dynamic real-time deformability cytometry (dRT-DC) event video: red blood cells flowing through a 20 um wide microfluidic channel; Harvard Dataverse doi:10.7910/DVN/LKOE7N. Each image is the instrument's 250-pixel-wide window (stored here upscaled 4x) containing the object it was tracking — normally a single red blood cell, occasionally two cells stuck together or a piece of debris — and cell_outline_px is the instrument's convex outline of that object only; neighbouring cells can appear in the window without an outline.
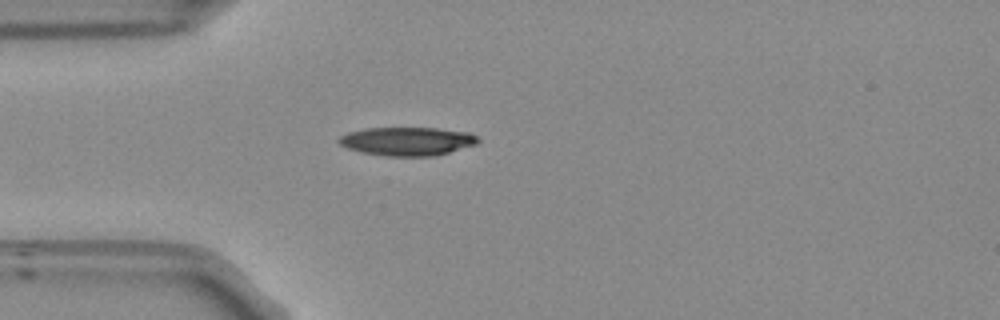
{"species": "Egyptian fruit bat (a non-hibernating species)", "species_latin": "Rousettus aegyptiacus", "temperature_condition": "room temperature", "stored_images_in_passage": 40, "camera_frame_rate_fps": 3000, "um_per_image_px": 0.085, "frame": {"image": 1, "passage_image": 1, "time_ms": 0.0, "image_size_px": [1000, 320], "cell_outline_px": [[480, 140], [476, 144], [436, 156], [384, 156], [360, 152], [348, 148], [340, 144], [336, 140], [340, 136], [348, 132], [364, 128], [436, 128], [468, 132], [476, 136]], "centroid_in_image_um": [34.59, 12.01], "position_along_channel_um": 50.4, "area_um2": 23.18}}
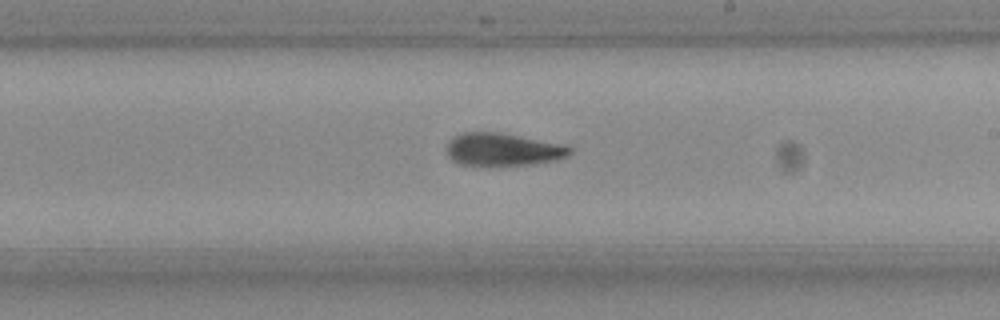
{"frame": {"image": 2, "passage_image": 17, "time_ms": 5.333, "image_size_px": [1000, 320], "cell_outline_px": [[572, 152], [568, 156], [552, 160], [532, 164], [460, 164], [452, 160], [448, 156], [448, 140], [452, 136], [464, 132], [496, 132], [568, 144], [572, 148]], "centroid_in_image_um": [42.78, 12.67], "position_along_channel_um": 246.2, "area_um2": 23.24}}
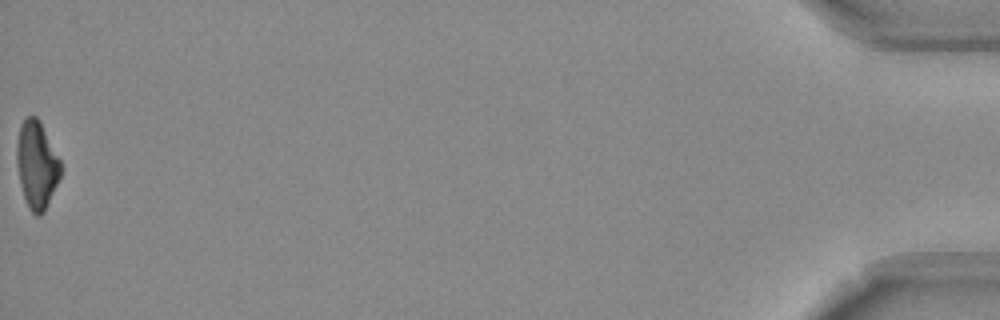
{"frame": {"image": 3, "passage_image": 40, "time_ms": 13.0, "image_size_px": [1000, 320], "cell_outline_px": [[60, 176], [44, 212], [40, 216], [36, 216], [28, 208], [20, 184], [16, 164], [16, 144], [20, 124], [28, 116], [36, 116], [40, 120], [60, 160]], "centroid_in_image_um": [3.1, 14.0], "position_along_channel_um": 432.1, "area_um2": 22.31}, "authors_computed_cell_mechanics": {"area_um2": 23.7269, "velocity_mm_per_s": 3.8057, "shape_relaxation_time_tau1_ms": 6.5138, "shape_relaxation_time_tau2_ms": 6.7492, "deformation_change_tau1": 0.1736, "deformation_change_tau2": 0.1481}}